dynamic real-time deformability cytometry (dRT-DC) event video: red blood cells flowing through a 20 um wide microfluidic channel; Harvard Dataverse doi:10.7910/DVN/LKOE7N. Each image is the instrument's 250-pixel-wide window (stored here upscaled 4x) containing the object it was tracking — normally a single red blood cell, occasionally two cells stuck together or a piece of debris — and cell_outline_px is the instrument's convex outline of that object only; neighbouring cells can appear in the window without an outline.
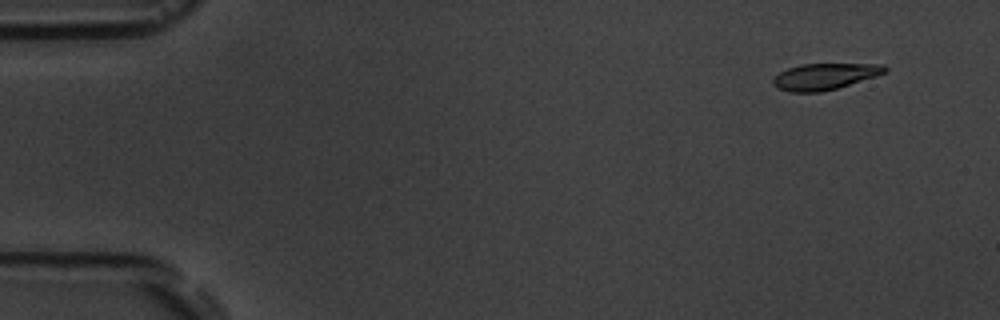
{"species": "common noctule bat (a hibernating species)", "species_latin": "Nyctalus noctula", "temperature_condition": "room temperature", "stored_images_in_passage": 7, "camera_frame_rate_fps": 3000, "um_per_image_px": 0.085, "animal": {"sex": "male", "body_mass_g": 19.5, "forearm_length_mm": 54.6}, "frame": {"image": 1, "passage_image": 1, "time_ms": 0.0, "image_size_px": [1000, 320], "cell_outline_px": [[888, 72], [876, 76], [836, 88], [820, 92], [788, 92], [776, 88], [772, 84], [772, 80], [780, 72], [788, 68], [800, 64], [884, 64], [888, 68]], "centroid_in_image_um": [70.09, 6.5], "position_along_channel_um": 14.9, "area_um2": 17.17}}
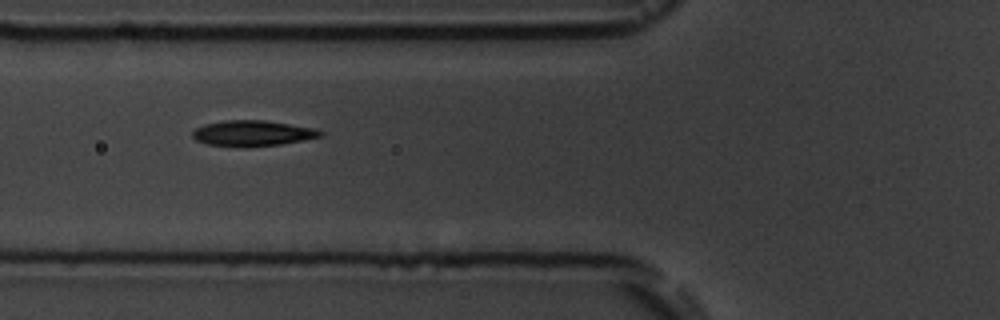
{"frame": {"image": 2, "passage_image": 6, "time_ms": 5.667, "image_size_px": [1000, 320], "cell_outline_px": [[324, 136], [304, 140], [280, 144], [244, 148], [204, 144], [196, 140], [192, 136], [192, 132], [196, 128], [204, 124], [224, 120], [264, 120], [312, 128], [324, 132]], "centroid_in_image_um": [21.43, 11.34], "position_along_channel_um": 104.4, "area_um2": 19.31}}
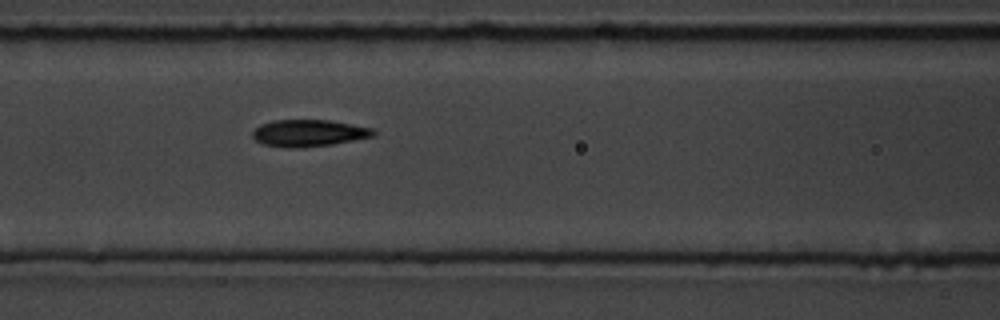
{"frame": {"image": 3, "passage_image": 7, "time_ms": 6.667, "image_size_px": [1000, 320], "cell_outline_px": [[376, 136], [332, 144], [296, 148], [288, 148], [264, 144], [256, 140], [252, 136], [252, 132], [260, 124], [272, 120], [328, 120], [372, 128], [376, 132]], "centroid_in_image_um": [26.24, 11.31], "position_along_channel_um": 140.4, "area_um2": 18.84}}